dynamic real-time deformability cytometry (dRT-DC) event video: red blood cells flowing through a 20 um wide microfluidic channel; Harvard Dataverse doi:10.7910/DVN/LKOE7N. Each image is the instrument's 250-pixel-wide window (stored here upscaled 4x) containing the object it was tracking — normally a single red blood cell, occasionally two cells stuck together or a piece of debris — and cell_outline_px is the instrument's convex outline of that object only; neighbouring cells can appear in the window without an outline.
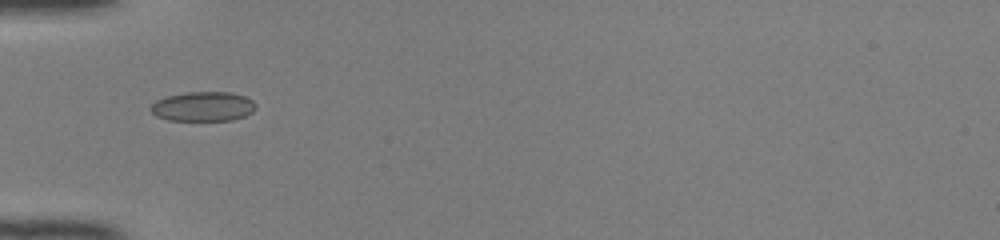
{"species": "common noctule bat (a hibernating species)", "species_latin": "Nyctalus noctula", "temperature_condition": "room temperature", "stored_images_in_passage": 29, "camera_frame_rate_fps": 3000, "um_per_image_px": 0.085, "animal": {"sex": "female", "body_mass_g": 22.0, "forearm_length_mm": 56.7}, "frame": {"image": 1, "passage_image": 1, "time_ms": 0.0, "image_size_px": [1000, 240], "cell_outline_px": [[256, 108], [252, 112], [244, 116], [232, 120], [168, 120], [156, 116], [148, 108], [156, 100], [164, 96], [188, 92], [232, 92], [244, 96], [252, 100], [256, 104]], "centroid_in_image_um": [17.24, 9.04], "position_along_channel_um": 67.8, "area_um2": 18.21}}
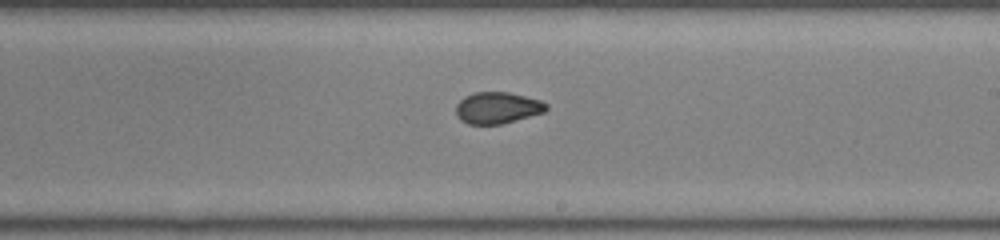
{"frame": {"image": 2, "passage_image": 14, "time_ms": 4.333, "image_size_px": [1000, 240], "cell_outline_px": [[548, 108], [544, 112], [500, 124], [468, 124], [460, 120], [456, 116], [456, 104], [464, 96], [476, 92], [508, 92], [540, 100], [548, 104]], "centroid_in_image_um": [42.25, 9.16], "position_along_channel_um": 246.8, "area_um2": 16.53}}
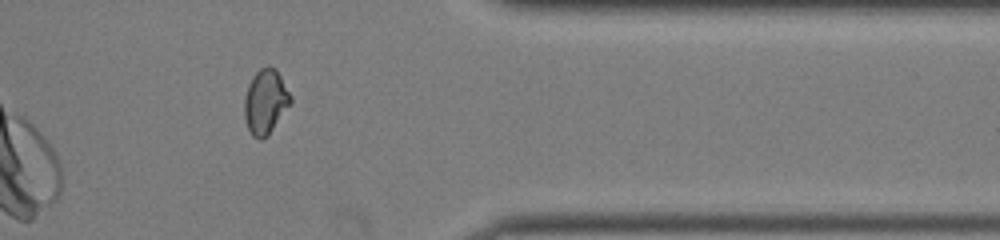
{"frame": {"image": 3, "passage_image": 25, "time_ms": 8.0, "image_size_px": [1000, 240], "cell_outline_px": [[292, 100], [272, 128], [260, 140], [252, 136], [248, 128], [244, 116], [244, 100], [248, 84], [252, 76], [260, 68], [268, 64], [276, 68], [292, 96]], "centroid_in_image_um": [22.55, 8.57], "position_along_channel_um": 388.9, "area_um2": 17.17}, "authors_computed_cell_mechanics": {"area_um2": 17.1666, "velocity_mm_per_s": 4.1746, "shape_relaxation_time_tau1_ms": null, "shape_relaxation_time_tau2_ms": 1.2622, "deformation_change_tau1": null, "deformation_change_tau2": 0.0485}}